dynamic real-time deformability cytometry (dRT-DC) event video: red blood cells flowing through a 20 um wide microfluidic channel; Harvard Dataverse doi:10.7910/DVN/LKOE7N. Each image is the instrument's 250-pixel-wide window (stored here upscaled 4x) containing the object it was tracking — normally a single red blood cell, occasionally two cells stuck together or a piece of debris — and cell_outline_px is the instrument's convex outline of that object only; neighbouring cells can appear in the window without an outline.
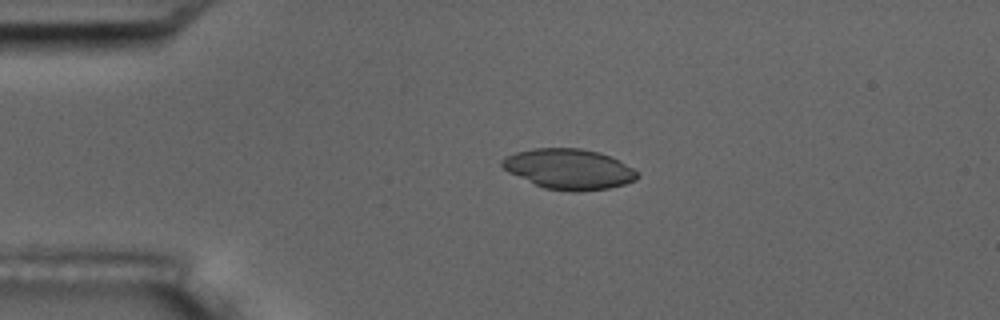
{"species": "common noctule bat (a hibernating species)", "species_latin": "Nyctalus noctula", "temperature_condition": "room temperature", "stored_images_in_passage": 4, "camera_frame_rate_fps": 3000, "um_per_image_px": 0.085, "animal": {"sex": "male", "body_mass_g": 17.5, "forearm_length_mm": 52.3}, "frame": {"image": 1, "passage_image": 3, "time_ms": 2.333, "image_size_px": [1000, 320], "cell_outline_px": [[640, 176], [636, 180], [624, 184], [608, 188], [576, 192], [572, 192], [544, 188], [508, 172], [500, 164], [500, 160], [504, 156], [516, 152], [532, 148], [580, 148], [600, 152], [620, 160], [640, 172]], "centroid_in_image_um": [48.38, 14.36], "position_along_channel_um": 36.6, "area_um2": 32.08}}